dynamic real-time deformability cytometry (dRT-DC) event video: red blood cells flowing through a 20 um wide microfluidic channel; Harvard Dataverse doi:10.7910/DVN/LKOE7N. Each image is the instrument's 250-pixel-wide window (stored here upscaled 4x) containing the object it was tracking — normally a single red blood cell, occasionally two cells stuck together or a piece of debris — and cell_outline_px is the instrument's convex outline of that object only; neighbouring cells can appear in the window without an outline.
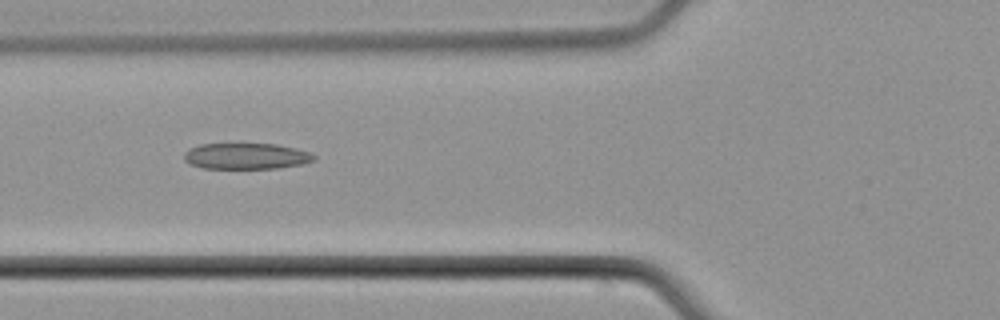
{"species": "common noctule bat (a hibernating species)", "species_latin": "Nyctalus noctula", "temperature_condition": "cold", "stored_images_in_passage": 7, "camera_frame_rate_fps": 3000, "um_per_image_px": 0.085, "animal": {"sex": "male", "body_mass_g": 21.5, "forearm_length_mm": 52.0}, "frame": {"image": 1, "passage_image": 6, "time_ms": 6.0, "image_size_px": [1000, 320], "cell_outline_px": [[316, 160], [304, 164], [280, 168], [204, 168], [188, 164], [184, 160], [184, 152], [188, 148], [200, 144], [276, 144], [296, 148], [308, 152], [316, 156]], "centroid_in_image_um": [20.92, 13.27], "position_along_channel_um": 104.9, "area_um2": 19.88}}
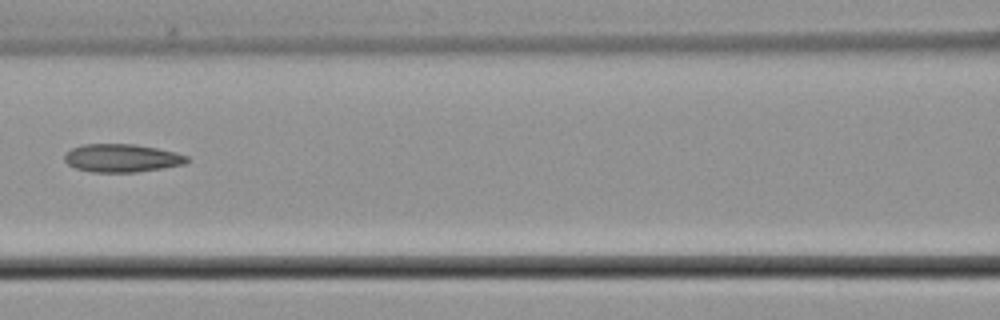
{"frame": {"image": 2, "passage_image": 7, "time_ms": 7.333, "image_size_px": [1000, 320], "cell_outline_px": [[192, 160], [184, 164], [164, 168], [136, 172], [92, 172], [76, 168], [68, 164], [64, 160], [64, 156], [72, 148], [84, 144], [136, 144], [176, 152], [188, 156]], "centroid_in_image_um": [10.4, 13.44], "position_along_channel_um": 156.2, "area_um2": 20.11}}